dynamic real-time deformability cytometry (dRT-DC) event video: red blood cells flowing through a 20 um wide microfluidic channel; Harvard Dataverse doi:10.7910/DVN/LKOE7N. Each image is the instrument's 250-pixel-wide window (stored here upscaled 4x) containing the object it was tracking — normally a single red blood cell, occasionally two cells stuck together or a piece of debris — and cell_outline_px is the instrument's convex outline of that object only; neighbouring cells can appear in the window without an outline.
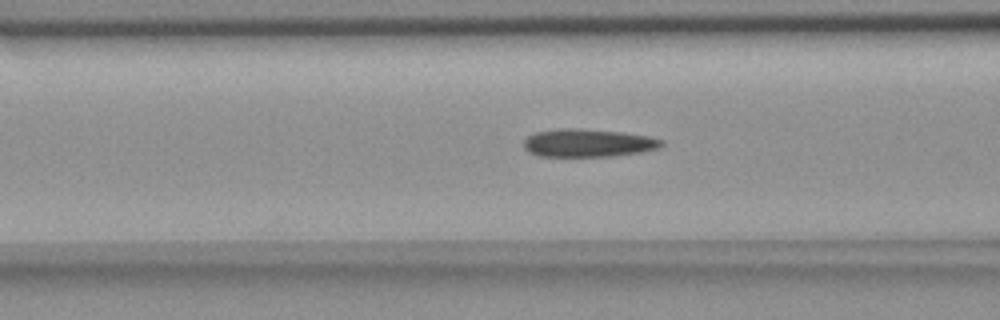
{"species": "common noctule bat (a hibernating species)", "species_latin": "Nyctalus noctula", "temperature_condition": "room temperature", "stored_images_in_passage": 41, "camera_frame_rate_fps": 3000, "um_per_image_px": 0.085, "animal": {"sex": "female", "body_mass_g": 18.4}, "frame": {"image": 1, "passage_image": 11, "time_ms": 3.333, "image_size_px": [1000, 320], "cell_outline_px": [[664, 144], [660, 148], [640, 152], [612, 156], [540, 156], [528, 152], [524, 148], [524, 140], [528, 136], [536, 132], [560, 128], [580, 128], [620, 132], [648, 136], [664, 140]], "centroid_in_image_um": [49.99, 12.15], "position_along_channel_um": 116.6, "area_um2": 22.48}}
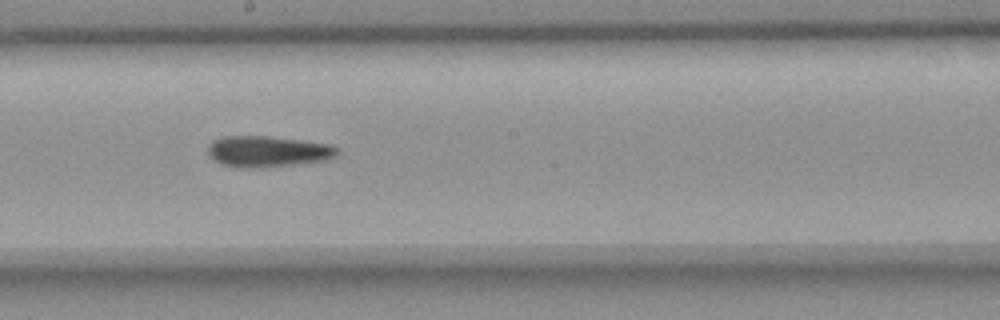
{"frame": {"image": 2, "passage_image": 20, "time_ms": 6.333, "image_size_px": [1000, 320], "cell_outline_px": [[340, 152], [336, 156], [324, 160], [292, 164], [248, 168], [236, 168], [220, 164], [212, 160], [208, 156], [208, 144], [212, 140], [224, 136], [268, 136], [332, 144], [340, 148]], "centroid_in_image_um": [22.72, 12.86], "position_along_channel_um": 225.5, "area_um2": 23.58}}
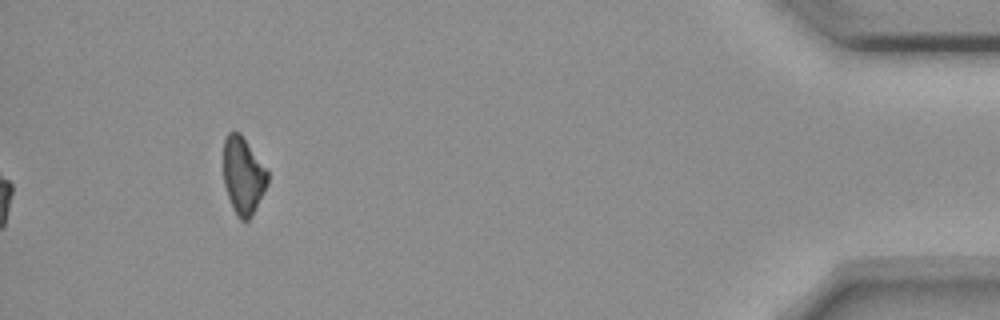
{"frame": {"image": 3, "passage_image": 41, "time_ms": 13.333, "image_size_px": [1000, 320], "cell_outline_px": [[268, 184], [248, 220], [240, 220], [236, 216], [228, 196], [224, 184], [224, 140], [228, 132], [240, 132], [268, 168]], "centroid_in_image_um": [20.68, 14.88], "position_along_channel_um": 414.5, "area_um2": 19.88}}